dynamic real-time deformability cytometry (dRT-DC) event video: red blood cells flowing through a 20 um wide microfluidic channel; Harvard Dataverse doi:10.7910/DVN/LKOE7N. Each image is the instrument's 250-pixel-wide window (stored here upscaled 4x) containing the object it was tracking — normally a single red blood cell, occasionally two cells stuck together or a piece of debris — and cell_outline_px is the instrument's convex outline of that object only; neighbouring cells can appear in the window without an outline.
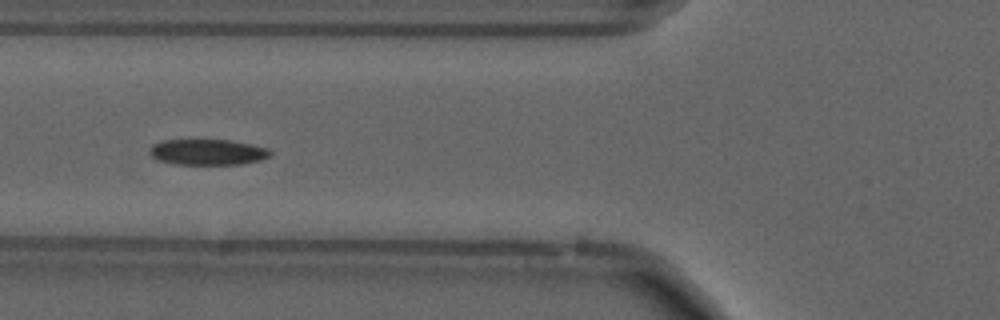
{"species": "common noctule bat (a hibernating species)", "species_latin": "Nyctalus noctula", "temperature_condition": "cold", "stored_images_in_passage": 45, "camera_frame_rate_fps": 3000, "um_per_image_px": 0.085, "animal": {"sex": "male", "forearm_length_mm": 52.5}, "frame": {"image": 1, "passage_image": 14, "time_ms": 4.333, "image_size_px": [1000, 320], "cell_outline_px": [[272, 152], [268, 156], [260, 160], [240, 164], [176, 164], [160, 160], [152, 156], [152, 144], [160, 140], [232, 140], [252, 144], [268, 148]], "centroid_in_image_um": [17.69, 12.91], "position_along_channel_um": 108.1, "area_um2": 17.92}, "authors_computed_cell_mechanics": {"area_um2": 18.4382, "velocity_mm_per_s": 3.6774, "shape_relaxation_time_tau1_ms": 8.0149, "shape_relaxation_time_tau2_ms": 2.0486, "deformation_change_tau1": 0.1433, "deformation_change_tau2": 0.0752}}